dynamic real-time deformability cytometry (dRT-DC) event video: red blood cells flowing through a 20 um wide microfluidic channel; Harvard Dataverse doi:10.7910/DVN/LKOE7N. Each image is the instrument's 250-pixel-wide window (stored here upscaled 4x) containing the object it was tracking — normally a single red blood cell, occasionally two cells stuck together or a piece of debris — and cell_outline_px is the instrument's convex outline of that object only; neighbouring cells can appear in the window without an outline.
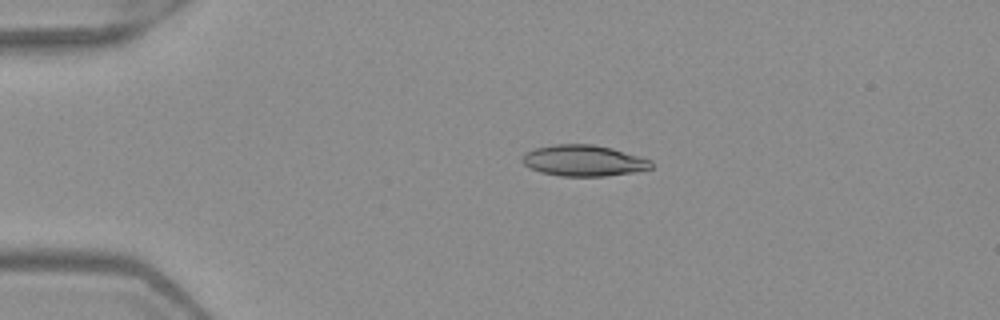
{"species": "Egyptian fruit bat (a non-hibernating species)", "species_latin": "Rousettus aegyptiacus", "temperature_condition": "warm", "stored_images_in_passage": 4, "camera_frame_rate_fps": 3000, "um_per_image_px": 0.085, "frame": {"image": 1, "passage_image": 3, "time_ms": 0.667, "image_size_px": [1000, 320], "cell_outline_px": [[652, 168], [636, 172], [604, 176], [560, 176], [540, 172], [528, 168], [520, 160], [520, 156], [524, 152], [532, 148], [552, 144], [592, 144], [612, 148], [640, 156], [652, 160]], "centroid_in_image_um": [49.55, 13.64], "position_along_channel_um": 35.4, "area_um2": 23.81}}